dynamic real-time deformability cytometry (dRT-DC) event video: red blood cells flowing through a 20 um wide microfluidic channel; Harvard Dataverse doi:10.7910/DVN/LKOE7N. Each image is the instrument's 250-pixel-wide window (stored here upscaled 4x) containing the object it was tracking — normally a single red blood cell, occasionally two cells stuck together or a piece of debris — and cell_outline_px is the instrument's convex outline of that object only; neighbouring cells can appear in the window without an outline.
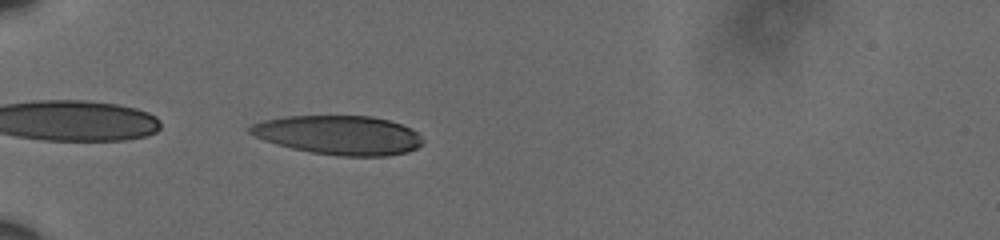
{"species": "human", "species_latin": "Homo sapiens", "temperature_condition": "cold", "stored_images_in_passage": 38, "camera_frame_rate_fps": 3000, "um_per_image_px": 0.085, "donor": {"sex": "male"}, "frame": {"image": 1, "passage_image": 1, "time_ms": 0.0, "image_size_px": [1000, 240], "cell_outline_px": [[424, 144], [408, 152], [388, 156], [340, 156], [312, 152], [292, 148], [276, 144], [264, 140], [248, 132], [248, 128], [252, 124], [264, 120], [284, 116], [372, 116], [388, 120], [412, 128], [424, 140]], "centroid_in_image_um": [28.83, 11.48], "position_along_channel_um": 56.2, "area_um2": 39.42}}
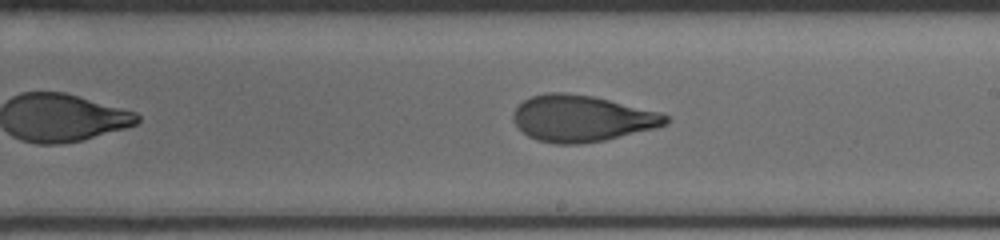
{"frame": {"image": 2, "passage_image": 18, "time_ms": 5.667, "image_size_px": [1000, 240], "cell_outline_px": [[668, 120], [664, 124], [656, 128], [604, 140], [580, 144], [556, 144], [536, 140], [528, 136], [512, 120], [512, 112], [524, 100], [532, 96], [544, 92], [564, 92], [592, 96], [660, 112], [668, 116]], "centroid_in_image_um": [49.41, 10.07], "position_along_channel_um": 239.6, "area_um2": 41.04}}
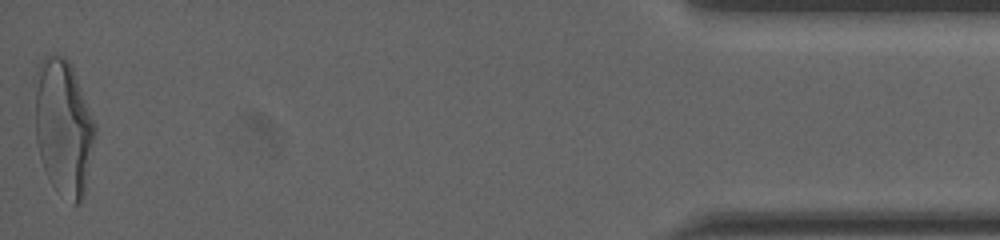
{"frame": {"image": 3, "passage_image": 38, "time_ms": 12.333, "image_size_px": [1000, 240], "cell_outline_px": [[96, 132], [84, 196], [80, 204], [72, 204], [48, 176], [44, 168], [40, 156], [36, 140], [32, 80], [36, 64], [48, 52], [64, 56], [68, 60], [72, 68], [96, 124]], "centroid_in_image_um": [5.35, 10.7], "position_along_channel_um": 429.9, "area_um2": 48.32}, "authors_computed_cell_mechanics": {"area_um2": 41.5871, "velocity_mm_per_s": 3.6154, "shape_relaxation_time_tau1_ms": 5.8767, "shape_relaxation_time_tau2_ms": 1.5283, "deformation_change_tau1": 0.2138, "deformation_change_tau2": 0.0866}}